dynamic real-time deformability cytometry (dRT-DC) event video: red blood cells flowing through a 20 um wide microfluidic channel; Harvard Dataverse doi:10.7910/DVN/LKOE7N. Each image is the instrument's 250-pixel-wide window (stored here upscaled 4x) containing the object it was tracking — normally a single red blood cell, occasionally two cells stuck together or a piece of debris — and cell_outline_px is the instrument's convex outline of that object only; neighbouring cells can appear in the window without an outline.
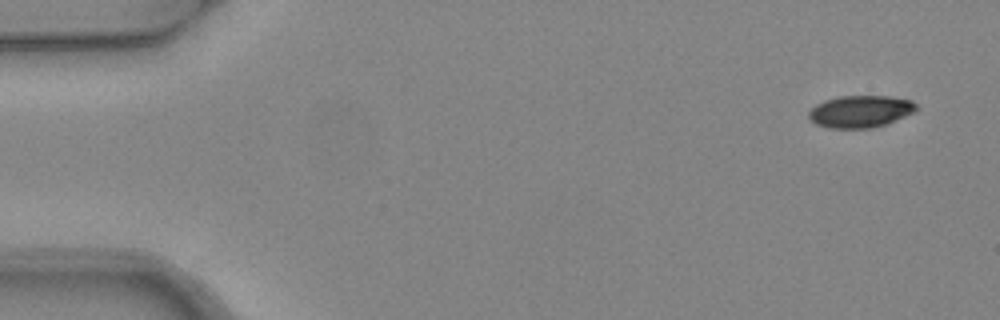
{"species": "common noctule bat (a hibernating species)", "species_latin": "Nyctalus noctula", "temperature_condition": "warm", "stored_images_in_passage": 8, "camera_frame_rate_fps": 3000, "um_per_image_px": 0.085, "animal": {"sex": "female", "body_mass_g": 24.6, "forearm_length_mm": 56.2}, "frame": {"image": 1, "passage_image": 1, "time_ms": 0.0, "image_size_px": [1000, 320], "cell_outline_px": [[920, 108], [904, 116], [884, 124], [872, 128], [828, 128], [816, 124], [808, 116], [808, 112], [816, 104], [824, 100], [840, 96], [888, 96], [912, 100]], "centroid_in_image_um": [73.12, 9.46], "position_along_channel_um": 11.9, "area_um2": 20.0}}
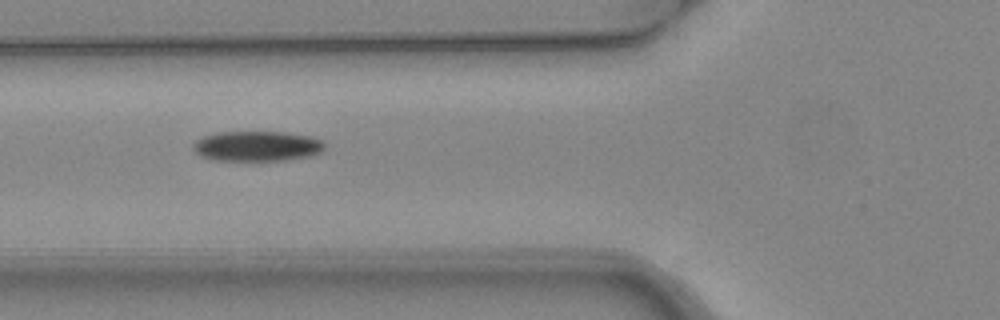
{"frame": {"image": 2, "passage_image": 6, "time_ms": 1.667, "image_size_px": [1000, 320], "cell_outline_px": [[324, 148], [320, 152], [308, 156], [284, 160], [212, 160], [200, 156], [192, 148], [192, 144], [196, 140], [204, 136], [220, 132], [284, 132], [312, 136], [324, 140]], "centroid_in_image_um": [21.84, 12.41], "position_along_channel_um": 104.0, "area_um2": 23.12}}
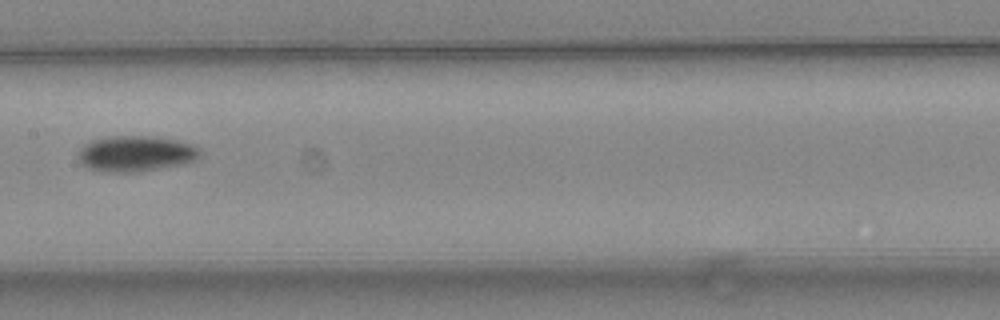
{"frame": {"image": 3, "passage_image": 8, "time_ms": 2.333, "image_size_px": [1000, 320], "cell_outline_px": [[200, 152], [192, 160], [176, 164], [136, 172], [112, 172], [88, 168], [80, 164], [76, 152], [84, 144], [92, 140], [108, 136], [148, 136], [176, 140], [192, 144]], "centroid_in_image_um": [11.4, 13.04], "position_along_channel_um": 196.0, "area_um2": 24.85}}